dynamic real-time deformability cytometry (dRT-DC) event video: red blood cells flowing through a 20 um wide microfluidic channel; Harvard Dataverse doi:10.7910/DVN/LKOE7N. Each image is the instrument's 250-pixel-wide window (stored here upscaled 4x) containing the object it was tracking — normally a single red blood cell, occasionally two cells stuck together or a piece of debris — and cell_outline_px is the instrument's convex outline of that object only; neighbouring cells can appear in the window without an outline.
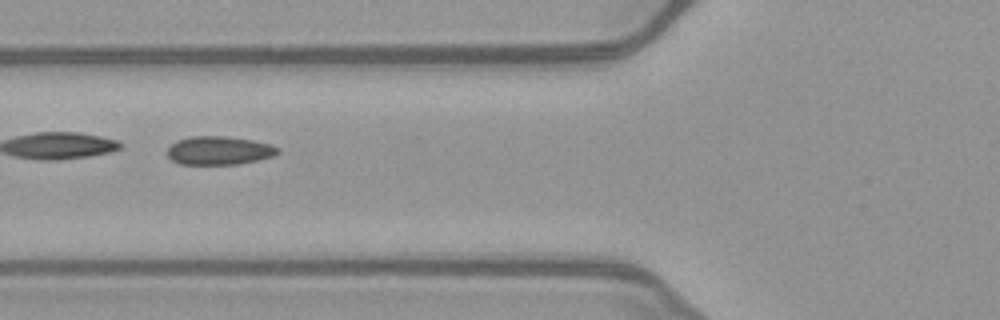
{"species": "common noctule bat (a hibernating species)", "species_latin": "Nyctalus noctula", "temperature_condition": "warm", "stored_images_in_passage": 44, "camera_frame_rate_fps": 3000, "um_per_image_px": 0.085, "animal": {"sex": "female", "body_mass_g": 21.9}, "frame": {"image": 1, "passage_image": 13, "time_ms": 4.0, "image_size_px": [1000, 320], "cell_outline_px": [[280, 152], [272, 156], [240, 164], [180, 164], [172, 160], [168, 156], [168, 148], [176, 140], [192, 136], [224, 136], [252, 140], [272, 144], [280, 148]], "centroid_in_image_um": [18.64, 12.79], "position_along_channel_um": 107.2, "area_um2": 18.32}}